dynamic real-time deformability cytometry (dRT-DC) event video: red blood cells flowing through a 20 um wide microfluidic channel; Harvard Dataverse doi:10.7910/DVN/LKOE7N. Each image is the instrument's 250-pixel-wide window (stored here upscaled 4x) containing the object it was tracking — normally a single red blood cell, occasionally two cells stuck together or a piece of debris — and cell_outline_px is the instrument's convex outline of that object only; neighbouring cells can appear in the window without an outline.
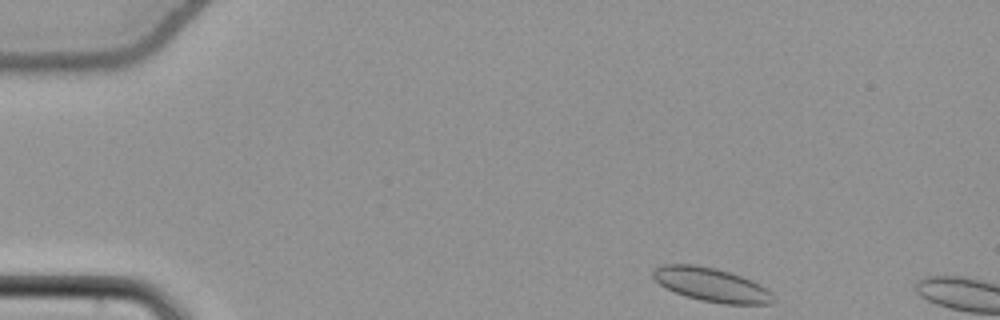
{"species": "common noctule bat (a hibernating species)", "species_latin": "Nyctalus noctula", "temperature_condition": "cold", "stored_images_in_passage": 4, "camera_frame_rate_fps": 3000, "um_per_image_px": 0.085, "animal": {"sex": "female", "body_mass_g": 22.7, "forearm_length_mm": 54.2}, "frame": {"image": 1, "passage_image": 1, "time_ms": 0.0, "image_size_px": [1000, 320], "cell_outline_px": [[776, 300], [772, 304], [724, 304], [700, 300], [684, 296], [664, 288], [652, 276], [652, 268], [664, 264], [692, 264], [716, 268], [752, 280], [760, 284], [772, 292], [776, 296]], "centroid_in_image_um": [60.48, 24.21], "position_along_channel_um": 24.5, "area_um2": 23.99}}